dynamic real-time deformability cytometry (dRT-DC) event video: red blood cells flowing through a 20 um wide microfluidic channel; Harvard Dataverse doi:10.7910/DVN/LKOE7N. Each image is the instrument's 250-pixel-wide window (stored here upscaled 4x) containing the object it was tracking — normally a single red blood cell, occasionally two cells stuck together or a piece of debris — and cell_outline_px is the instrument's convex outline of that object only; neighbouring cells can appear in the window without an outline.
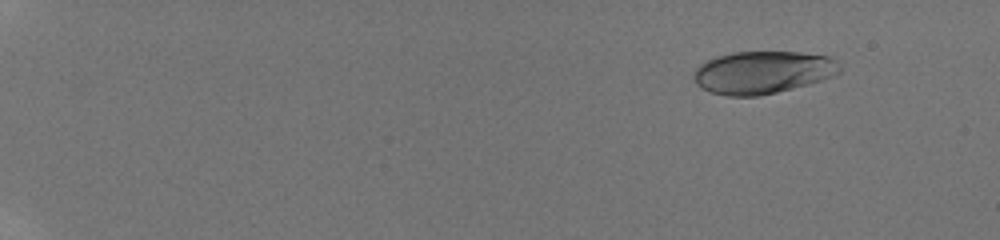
{"species": "human", "species_latin": "Homo sapiens", "temperature_condition": "room temperature", "stored_images_in_passage": 9, "camera_frame_rate_fps": 3000, "um_per_image_px": 0.085, "donor": {"sex": "male"}, "frame": {"image": 1, "passage_image": 3, "time_ms": 2.0, "image_size_px": [1000, 240], "cell_outline_px": [[840, 72], [836, 76], [808, 84], [760, 96], [728, 96], [708, 92], [700, 88], [696, 84], [692, 76], [696, 68], [700, 64], [716, 56], [732, 52], [800, 52], [828, 56], [836, 60], [840, 68]], "centroid_in_image_um": [64.81, 6.15], "position_along_channel_um": 20.2, "area_um2": 36.47}}
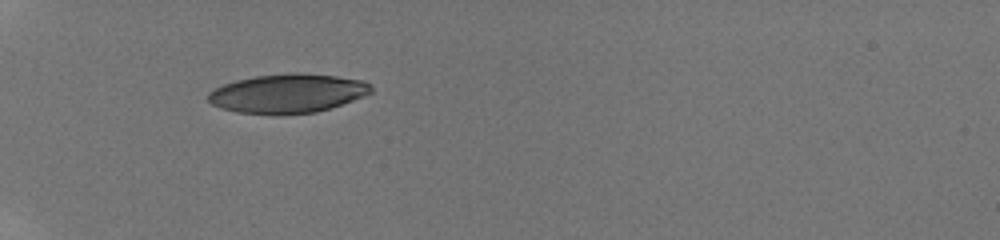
{"frame": {"image": 2, "passage_image": 8, "time_ms": 6.667, "image_size_px": [1000, 240], "cell_outline_px": [[372, 92], [364, 96], [316, 112], [236, 112], [220, 108], [212, 104], [208, 100], [208, 92], [224, 84], [236, 80], [256, 76], [296, 72], [300, 72], [336, 76], [364, 80], [372, 84]], "centroid_in_image_um": [24.48, 7.9], "position_along_channel_um": 60.5, "area_um2": 36.24}}